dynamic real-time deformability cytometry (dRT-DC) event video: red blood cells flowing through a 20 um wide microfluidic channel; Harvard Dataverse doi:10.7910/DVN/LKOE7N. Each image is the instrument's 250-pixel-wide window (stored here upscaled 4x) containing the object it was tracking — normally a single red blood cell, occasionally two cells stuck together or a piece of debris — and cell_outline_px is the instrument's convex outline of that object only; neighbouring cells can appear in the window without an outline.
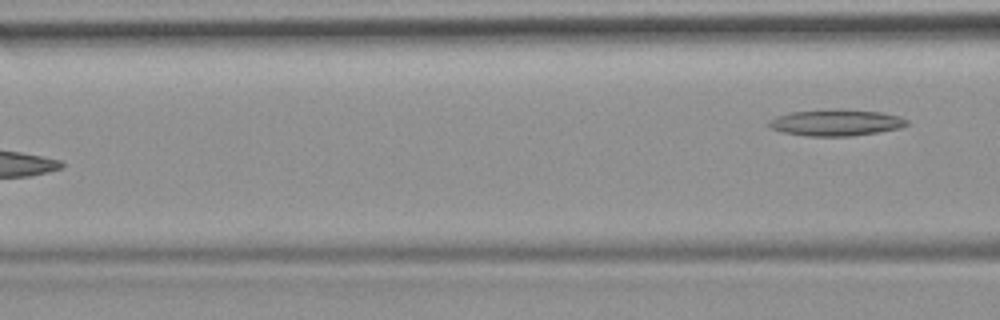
{"species": "common noctule bat (a hibernating species)", "species_latin": "Nyctalus noctula", "temperature_condition": "room temperature", "stored_images_in_passage": 7, "camera_frame_rate_fps": 3000, "um_per_image_px": 0.085, "animal": {"sex": "female", "body_mass_g": 19.9}, "frame": {"image": 1, "passage_image": 7, "time_ms": 2.0, "image_size_px": [1000, 320], "cell_outline_px": [[908, 124], [900, 128], [852, 136], [804, 136], [780, 132], [772, 128], [768, 124], [768, 120], [776, 116], [792, 112], [828, 108], [840, 108], [880, 112], [900, 116], [908, 120]], "centroid_in_image_um": [71.03, 10.41], "position_along_channel_um": 95.6, "area_um2": 21.56}}